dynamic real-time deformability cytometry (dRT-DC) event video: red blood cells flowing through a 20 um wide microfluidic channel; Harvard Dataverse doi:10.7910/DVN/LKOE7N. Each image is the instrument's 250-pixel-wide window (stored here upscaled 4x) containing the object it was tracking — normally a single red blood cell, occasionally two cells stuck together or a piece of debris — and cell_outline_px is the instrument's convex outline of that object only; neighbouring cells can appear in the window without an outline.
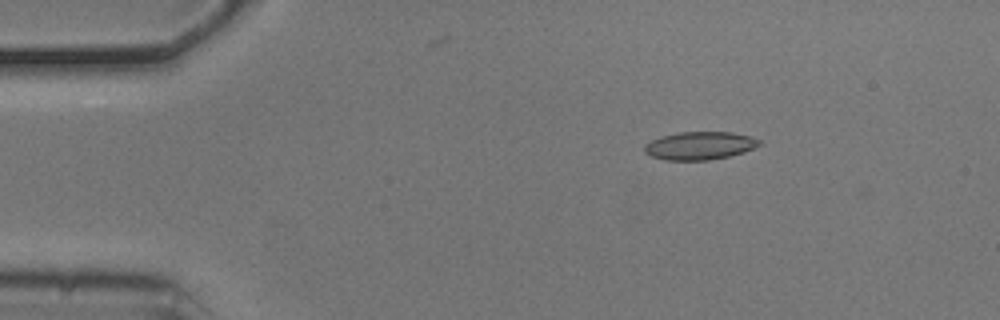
{"species": "common noctule bat (a hibernating species)", "species_latin": "Nyctalus noctula", "temperature_condition": "cold", "stored_images_in_passage": 50, "camera_frame_rate_fps": 3000, "um_per_image_px": 0.085, "animal": {"sex": "male", "body_mass_g": 20.5, "forearm_length_mm": 52.5}, "frame": {"image": 1, "passage_image": 4, "time_ms": 1.0, "image_size_px": [1000, 320], "cell_outline_px": [[764, 144], [744, 152], [728, 156], [708, 160], [664, 160], [652, 156], [644, 152], [644, 144], [660, 136], [680, 132], [732, 132], [752, 136], [760, 140]], "centroid_in_image_um": [59.5, 12.37], "position_along_channel_um": 25.5, "area_um2": 18.9}}
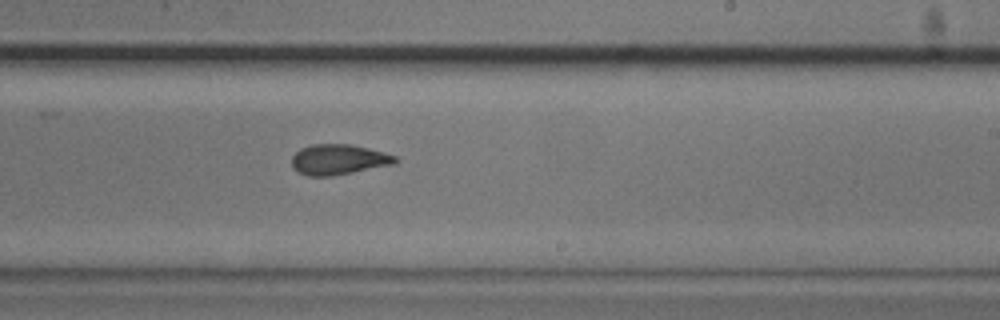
{"frame": {"image": 2, "passage_image": 28, "time_ms": 9.0, "image_size_px": [1000, 320], "cell_outline_px": [[400, 160], [396, 164], [332, 176], [308, 176], [292, 168], [292, 156], [300, 148], [312, 144], [352, 144], [384, 152], [396, 156]], "centroid_in_image_um": [28.8, 13.56], "position_along_channel_um": 260.2, "area_um2": 18.5}}
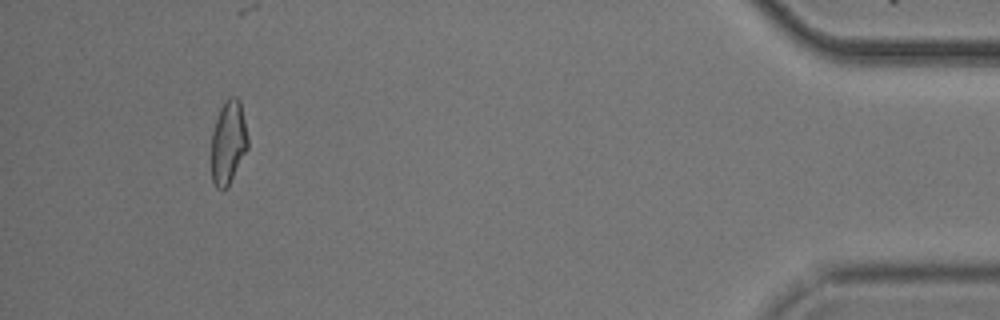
{"frame": {"image": 3, "passage_image": 46, "time_ms": 15.0, "image_size_px": [1000, 320], "cell_outline_px": [[248, 148], [228, 184], [224, 188], [216, 188], [212, 184], [212, 132], [220, 108], [224, 100], [228, 96], [236, 96], [240, 100], [248, 136]], "centroid_in_image_um": [19.4, 12.04], "position_along_channel_um": 415.8, "area_um2": 17.63}, "authors_computed_cell_mechanics": {"area_um2": 18.7272, "velocity_mm_per_s": 3.7232, "shape_relaxation_time_tau1_ms": 5.2285, "shape_relaxation_time_tau2_ms": 1.8294, "deformation_change_tau1": 0.1579, "deformation_change_tau2": 0.0906}}